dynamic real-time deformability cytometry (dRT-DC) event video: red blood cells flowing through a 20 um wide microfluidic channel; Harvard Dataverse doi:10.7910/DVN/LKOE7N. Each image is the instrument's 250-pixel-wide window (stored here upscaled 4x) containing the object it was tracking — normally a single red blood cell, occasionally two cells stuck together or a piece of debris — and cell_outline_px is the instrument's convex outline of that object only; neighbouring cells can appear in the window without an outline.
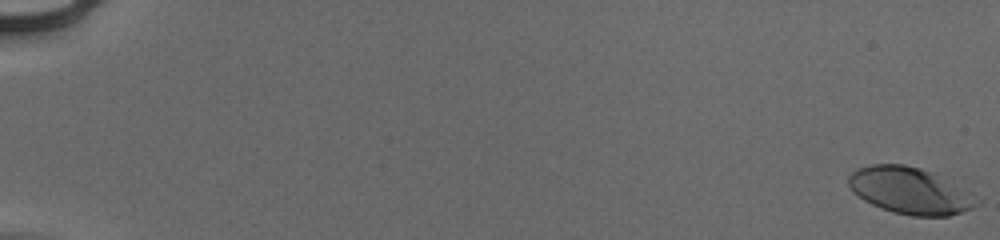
{"species": "human", "species_latin": "Homo sapiens", "temperature_condition": "cold", "stored_images_in_passage": 56, "camera_frame_rate_fps": 3000, "um_per_image_px": 0.085, "donor": {"sex": "male"}, "frame": {"image": 1, "passage_image": 1, "time_ms": 0.0, "image_size_px": [1000, 240], "cell_outline_px": [[980, 204], [972, 208], [948, 216], [912, 216], [892, 212], [880, 208], [864, 200], [852, 192], [848, 184], [848, 176], [852, 172], [860, 168], [872, 164], [904, 164], [920, 168], [932, 172], [972, 192], [980, 200]], "centroid_in_image_um": [77.37, 16.21], "position_along_channel_um": 7.6, "area_um2": 34.97}}
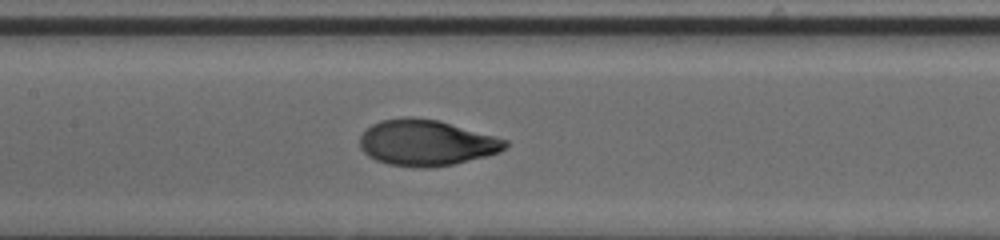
{"frame": {"image": 2, "passage_image": 30, "time_ms": 9.667, "image_size_px": [1000, 240], "cell_outline_px": [[508, 148], [500, 152], [452, 164], [428, 168], [420, 168], [388, 164], [376, 160], [368, 156], [360, 148], [360, 136], [372, 124], [380, 120], [440, 120], [496, 136], [508, 140]], "centroid_in_image_um": [36.28, 12.17], "position_along_channel_um": 171.1, "area_um2": 38.21}}
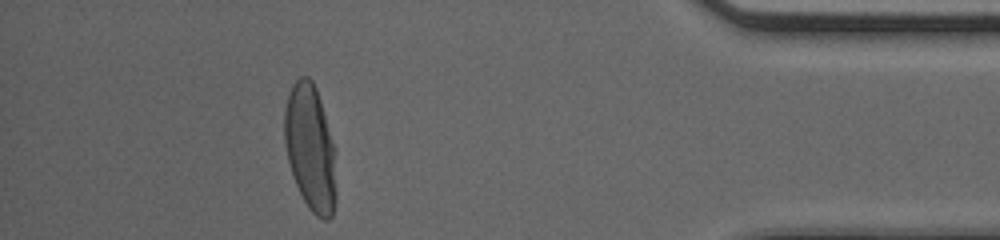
{"frame": {"image": 3, "passage_image": 51, "time_ms": 16.667, "image_size_px": [1000, 240], "cell_outline_px": [[336, 200], [332, 216], [328, 220], [324, 220], [316, 216], [308, 208], [292, 176], [284, 144], [284, 108], [292, 84], [300, 76], [308, 76], [312, 80], [316, 88], [336, 148]], "centroid_in_image_um": [26.4, 12.58], "position_along_channel_um": 408.8, "area_um2": 38.67}, "authors_computed_cell_mechanics": {"area_um2": 37.8301, "velocity_mm_per_s": 3.9504, "shape_relaxation_time_tau1_ms": 4.2063, "shape_relaxation_time_tau2_ms": null, "deformation_change_tau1": 0.2162, "deformation_change_tau2": null}}